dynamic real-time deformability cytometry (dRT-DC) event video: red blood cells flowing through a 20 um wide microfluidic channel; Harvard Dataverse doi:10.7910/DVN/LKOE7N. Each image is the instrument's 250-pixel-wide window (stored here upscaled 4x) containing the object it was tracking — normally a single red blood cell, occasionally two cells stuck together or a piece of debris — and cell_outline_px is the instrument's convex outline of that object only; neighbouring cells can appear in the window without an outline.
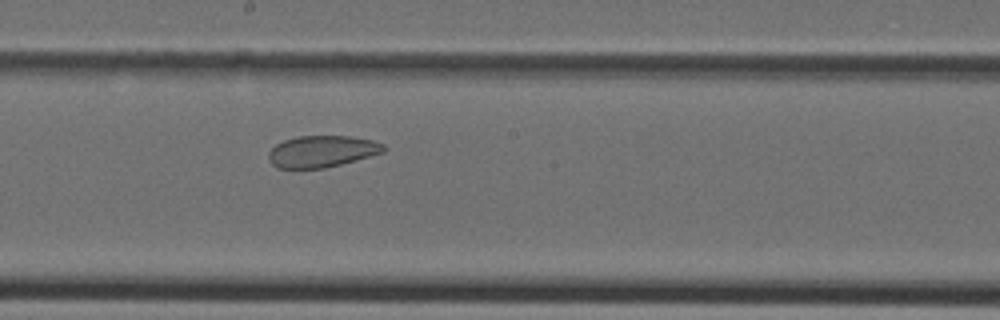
{"species": "Egyptian fruit bat (a non-hibernating species)", "species_latin": "Rousettus aegyptiacus", "temperature_condition": "cold", "stored_images_in_passage": 39, "camera_frame_rate_fps": 3000, "um_per_image_px": 0.085, "animal": {"sex": "female"}, "frame": {"image": 1, "passage_image": 21, "time_ms": 6.667, "image_size_px": [1000, 320], "cell_outline_px": [[384, 152], [340, 164], [324, 168], [276, 168], [268, 160], [268, 152], [276, 144], [284, 140], [296, 136], [348, 136], [372, 140], [384, 144]], "centroid_in_image_um": [27.32, 12.86], "position_along_channel_um": 220.9, "area_um2": 21.1}}
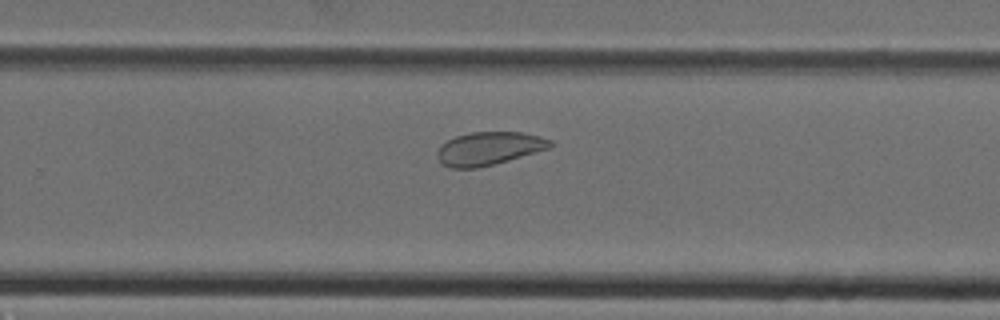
{"frame": {"image": 2, "passage_image": 25, "time_ms": 8.0, "image_size_px": [1000, 320], "cell_outline_px": [[552, 148], [508, 160], [476, 168], [448, 168], [436, 156], [436, 152], [440, 144], [456, 136], [472, 132], [524, 132], [540, 136], [552, 140]], "centroid_in_image_um": [41.57, 12.61], "position_along_channel_um": 288.2, "area_um2": 21.91}}
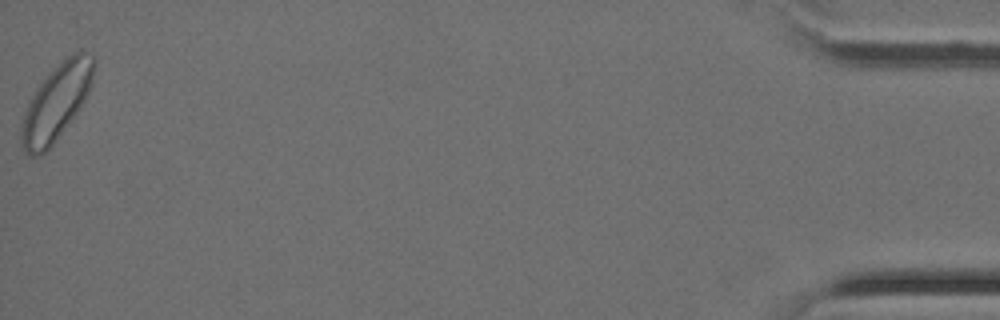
{"frame": {"image": 3, "passage_image": 39, "time_ms": 12.667, "image_size_px": [1000, 320], "cell_outline_px": [[96, 64], [92, 84], [80, 108], [52, 144], [40, 156], [28, 156], [20, 148], [20, 124], [28, 100], [36, 88], [72, 52], [80, 48], [92, 56], [96, 60]], "centroid_in_image_um": [4.77, 8.71], "position_along_channel_um": 430.4, "area_um2": 32.08}}